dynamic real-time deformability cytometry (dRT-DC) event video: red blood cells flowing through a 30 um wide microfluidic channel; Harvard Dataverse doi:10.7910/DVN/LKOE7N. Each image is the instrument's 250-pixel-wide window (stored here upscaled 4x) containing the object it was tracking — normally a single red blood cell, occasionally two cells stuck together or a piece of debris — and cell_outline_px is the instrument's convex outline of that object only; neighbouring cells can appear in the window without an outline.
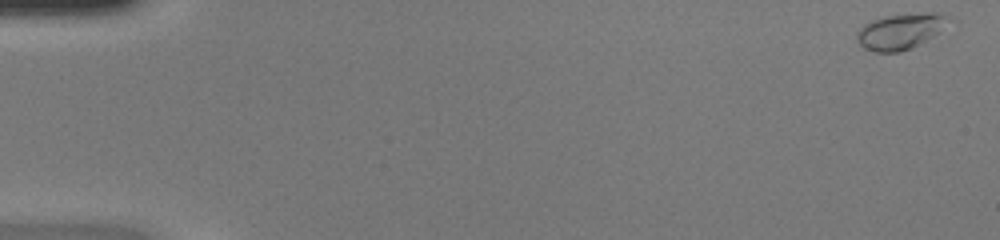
{"species": "common noctule bat (a hibernating species)", "species_latin": "Nyctalus noctula", "temperature_condition": "warm", "stored_images_in_passage": 9, "camera_frame_rate_fps": 3000, "um_per_image_px": 0.085, "animal": {"sex": "female", "body_mass_g": 20.0, "forearm_length_mm": 54.0}, "frame": {"image": 1, "passage_image": 1, "time_ms": 0.0, "image_size_px": [1000, 240], "cell_outline_px": [[940, 32], [912, 48], [900, 52], [872, 52], [864, 48], [856, 40], [856, 32], [864, 24], [872, 20], [884, 16], [928, 12], [936, 12], [940, 16]], "centroid_in_image_um": [76.35, 2.71], "position_along_channel_um": 8.6, "area_um2": 18.38}}